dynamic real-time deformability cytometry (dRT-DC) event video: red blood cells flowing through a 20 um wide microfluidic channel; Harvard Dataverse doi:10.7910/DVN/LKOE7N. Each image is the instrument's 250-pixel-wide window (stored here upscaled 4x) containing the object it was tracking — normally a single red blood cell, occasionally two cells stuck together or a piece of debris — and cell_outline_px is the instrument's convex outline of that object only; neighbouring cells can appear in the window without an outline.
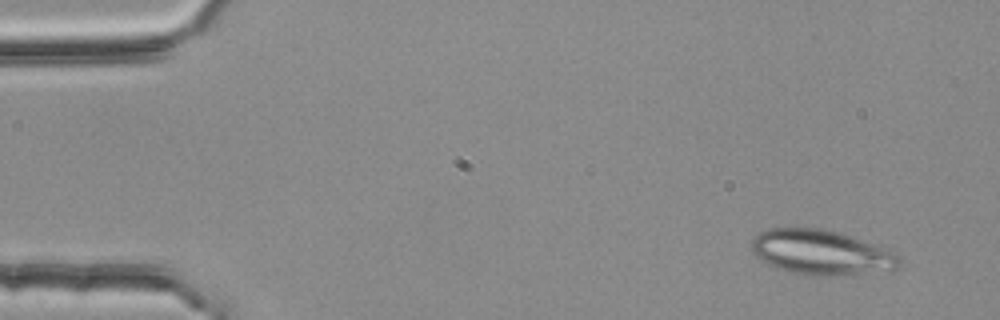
{"species": "common noctule bat (a hibernating species)", "species_latin": "Nyctalus noctula", "temperature_condition": "room temperature", "stored_images_in_passage": 3, "camera_frame_rate_fps": 3000, "um_per_image_px": 0.085, "animal": {"sex": "female", "body_mass_g": 25.1}, "frame": {"image": 1, "passage_image": 1, "time_ms": 0.0, "image_size_px": [1000, 320], "cell_outline_px": [[900, 264], [896, 268], [864, 272], [796, 272], [776, 268], [760, 260], [752, 252], [752, 240], [764, 228], [824, 228], [872, 244], [896, 256], [900, 260]], "centroid_in_image_um": [69.64, 21.38], "position_along_channel_um": 15.4, "area_um2": 36.3}}